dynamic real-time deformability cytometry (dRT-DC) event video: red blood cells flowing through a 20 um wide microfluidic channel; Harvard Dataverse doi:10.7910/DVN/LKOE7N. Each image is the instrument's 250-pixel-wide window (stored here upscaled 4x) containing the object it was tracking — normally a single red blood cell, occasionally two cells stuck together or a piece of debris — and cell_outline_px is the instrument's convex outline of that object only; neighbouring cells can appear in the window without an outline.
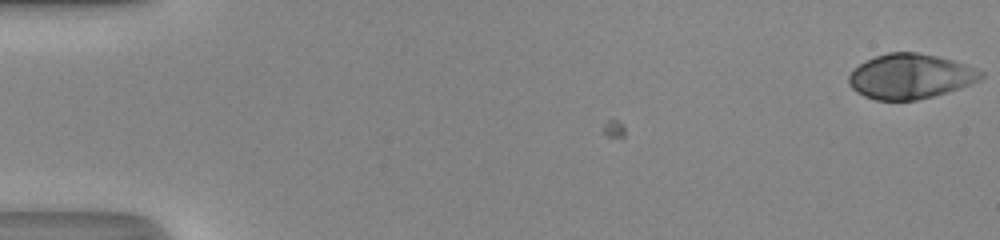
{"species": "human", "species_latin": "Homo sapiens", "temperature_condition": "room temperature", "stored_images_in_passage": 2, "camera_frame_rate_fps": 3000, "um_per_image_px": 0.085, "donor": {"sex": "male"}, "frame": {"image": 1, "passage_image": 2, "time_ms": 0.333, "image_size_px": [1000, 240], "cell_outline_px": [[984, 76], [980, 80], [972, 84], [948, 92], [916, 100], [876, 100], [864, 96], [856, 92], [848, 84], [848, 76], [860, 64], [876, 56], [888, 52], [916, 52], [936, 56], [952, 60], [964, 64], [984, 72]], "centroid_in_image_um": [77.38, 6.5], "position_along_channel_um": 7.6, "area_um2": 34.45}}